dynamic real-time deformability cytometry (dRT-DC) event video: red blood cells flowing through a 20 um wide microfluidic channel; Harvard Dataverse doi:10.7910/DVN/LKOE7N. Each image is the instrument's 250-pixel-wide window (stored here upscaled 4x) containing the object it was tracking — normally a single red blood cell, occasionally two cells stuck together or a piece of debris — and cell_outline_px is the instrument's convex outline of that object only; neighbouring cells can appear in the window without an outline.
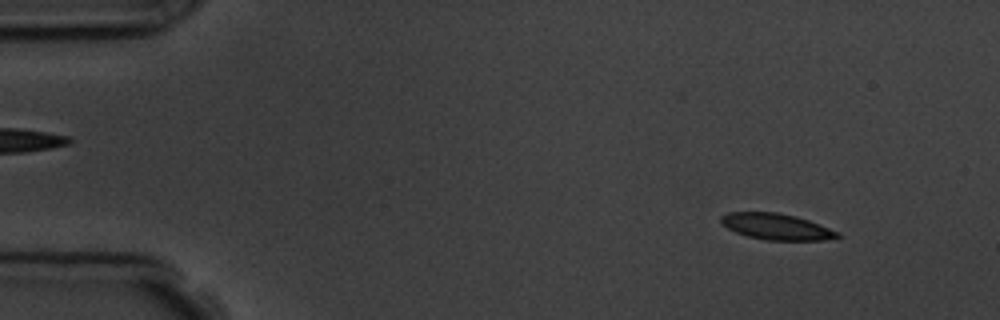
{"species": "common noctule bat (a hibernating species)", "species_latin": "Nyctalus noctula", "temperature_condition": "room temperature", "stored_images_in_passage": 9, "camera_frame_rate_fps": 3000, "um_per_image_px": 0.085, "animal": {"sex": "male", "body_mass_g": 19.5, "forearm_length_mm": 54.6}, "frame": {"image": 1, "passage_image": 1, "time_ms": 0.0, "image_size_px": [1000, 320], "cell_outline_px": [[840, 236], [824, 240], [764, 240], [748, 236], [736, 232], [720, 224], [720, 216], [728, 212], [776, 212], [796, 216], [808, 220], [840, 232]], "centroid_in_image_um": [65.96, 19.26], "position_along_channel_um": 19.0, "area_um2": 17.74}}
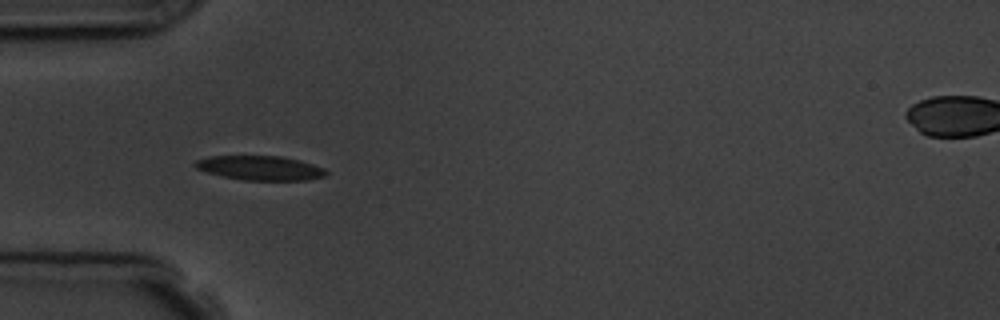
{"frame": {"image": 2, "passage_image": 4, "time_ms": 3.667, "image_size_px": [1000, 320], "cell_outline_px": [[328, 172], [324, 176], [308, 180], [244, 180], [224, 176], [208, 172], [196, 168], [192, 164], [196, 160], [208, 156], [280, 156], [300, 160], [324, 168]], "centroid_in_image_um": [22.11, 14.27], "position_along_channel_um": 62.9, "area_um2": 18.5}}